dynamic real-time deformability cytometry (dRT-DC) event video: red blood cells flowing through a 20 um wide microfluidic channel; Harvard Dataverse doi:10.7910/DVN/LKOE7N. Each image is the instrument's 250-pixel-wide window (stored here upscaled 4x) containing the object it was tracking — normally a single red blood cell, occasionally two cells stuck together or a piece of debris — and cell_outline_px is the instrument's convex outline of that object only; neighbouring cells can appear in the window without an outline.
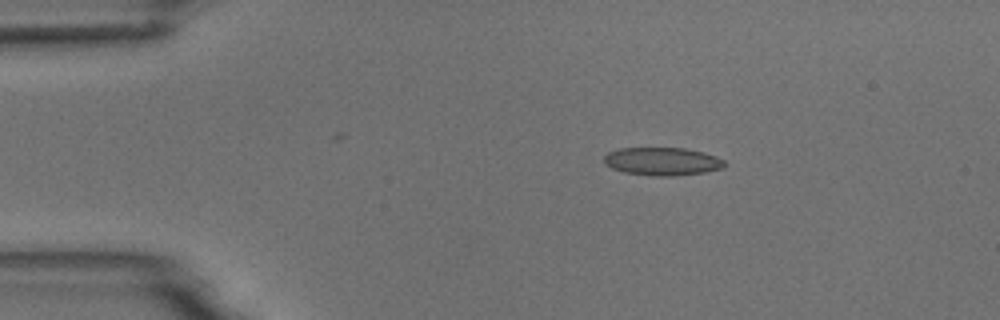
{"species": "common noctule bat (a hibernating species)", "species_latin": "Nyctalus noctula", "temperature_condition": "room temperature", "stored_images_in_passage": 4, "camera_frame_rate_fps": 3000, "um_per_image_px": 0.085, "animal": {"sex": "male", "body_mass_g": 18.8}, "frame": {"image": 1, "passage_image": 2, "time_ms": 2.333, "image_size_px": [1000, 320], "cell_outline_px": [[728, 164], [724, 168], [704, 172], [672, 176], [652, 176], [624, 172], [612, 168], [604, 164], [604, 156], [608, 152], [620, 148], [684, 148], [704, 152], [716, 156], [724, 160]], "centroid_in_image_um": [56.32, 13.72], "position_along_channel_um": 28.7, "area_um2": 19.83}}